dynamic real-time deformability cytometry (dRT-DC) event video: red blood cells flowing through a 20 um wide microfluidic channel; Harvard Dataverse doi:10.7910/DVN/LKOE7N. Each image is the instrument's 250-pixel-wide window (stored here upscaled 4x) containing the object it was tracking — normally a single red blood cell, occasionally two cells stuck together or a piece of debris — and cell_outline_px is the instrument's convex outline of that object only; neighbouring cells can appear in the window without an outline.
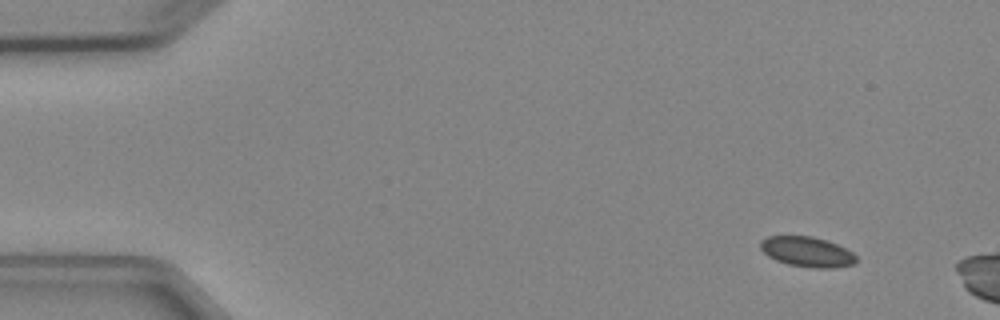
{"species": "Egyptian fruit bat (a non-hibernating species)", "species_latin": "Rousettus aegyptiacus", "temperature_condition": "cold", "stored_images_in_passage": 5, "camera_frame_rate_fps": 3000, "um_per_image_px": 0.085, "animal": {"sex": "female"}, "frame": {"image": 1, "passage_image": 1, "time_ms": 0.0, "image_size_px": [1000, 320], "cell_outline_px": [[856, 264], [836, 268], [812, 268], [788, 264], [776, 260], [768, 256], [760, 248], [760, 240], [768, 236], [812, 236], [828, 240], [852, 252], [856, 256]], "centroid_in_image_um": [68.61, 21.41], "position_along_channel_um": 16.4, "area_um2": 16.94}}